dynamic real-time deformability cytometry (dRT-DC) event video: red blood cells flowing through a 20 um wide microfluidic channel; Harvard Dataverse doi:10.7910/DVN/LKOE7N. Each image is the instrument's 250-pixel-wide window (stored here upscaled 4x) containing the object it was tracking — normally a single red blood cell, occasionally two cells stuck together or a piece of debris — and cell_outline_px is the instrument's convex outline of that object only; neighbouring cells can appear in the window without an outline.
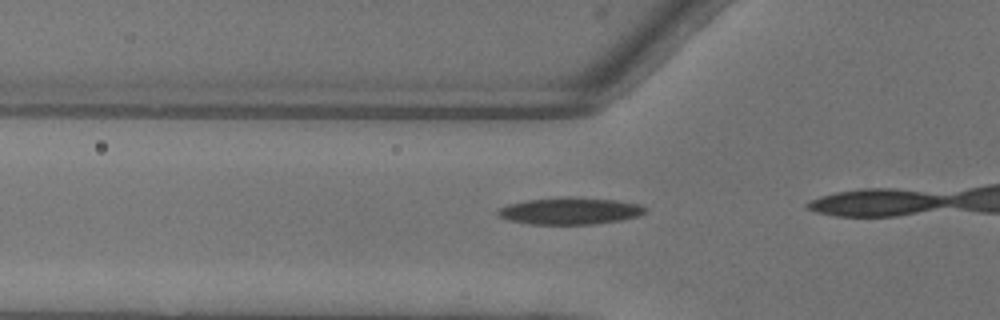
{"species": "common noctule bat (a hibernating species)", "species_latin": "Nyctalus noctula", "temperature_condition": "warm", "stored_images_in_passage": 5, "camera_frame_rate_fps": 3000, "um_per_image_px": 0.085, "animal": {"sex": "female"}, "frame": {"image": 1, "passage_image": 3, "time_ms": 0.667, "image_size_px": [1000, 320], "cell_outline_px": [[648, 212], [640, 216], [620, 220], [592, 224], [532, 224], [508, 220], [496, 216], [496, 212], [500, 208], [508, 204], [524, 200], [568, 196], [616, 200], [640, 204], [648, 208]], "centroid_in_image_um": [48.46, 17.92], "position_along_channel_um": 77.3, "area_um2": 23.41}}